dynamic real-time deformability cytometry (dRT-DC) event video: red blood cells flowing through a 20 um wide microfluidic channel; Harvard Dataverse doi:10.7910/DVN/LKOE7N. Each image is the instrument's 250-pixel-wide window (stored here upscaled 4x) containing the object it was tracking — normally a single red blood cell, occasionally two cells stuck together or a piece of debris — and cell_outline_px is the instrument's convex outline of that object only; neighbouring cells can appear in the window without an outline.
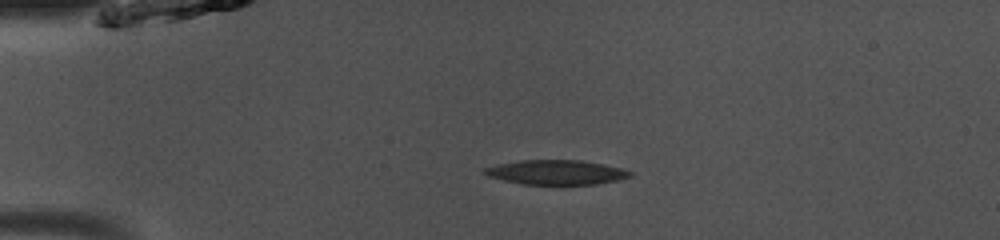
{"species": "common noctule bat (a hibernating species)", "species_latin": "Nyctalus noctula", "temperature_condition": "room temperature", "stored_images_in_passage": 39, "camera_frame_rate_fps": 3000, "um_per_image_px": 0.085, "animal": {"sex": "male", "body_mass_g": 13.0, "forearm_length_mm": 53.1}, "frame": {"image": 1, "passage_image": 1, "time_ms": 0.0, "image_size_px": [1000, 240], "cell_outline_px": [[632, 176], [616, 180], [596, 184], [520, 184], [488, 176], [484, 172], [484, 168], [496, 164], [520, 160], [580, 160], [604, 164], [624, 168], [632, 172]], "centroid_in_image_um": [47.29, 14.64], "position_along_channel_um": 37.7, "area_um2": 20.81}}
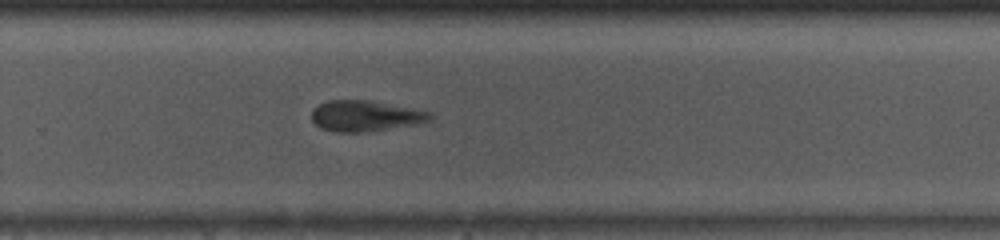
{"frame": {"image": 2, "passage_image": 23, "time_ms": 7.333, "image_size_px": [1000, 240], "cell_outline_px": [[436, 116], [432, 120], [412, 124], [368, 132], [336, 132], [320, 128], [312, 120], [312, 112], [320, 104], [328, 100], [372, 100], [432, 112]], "centroid_in_image_um": [31.09, 9.85], "position_along_channel_um": 298.7, "area_um2": 21.27}}
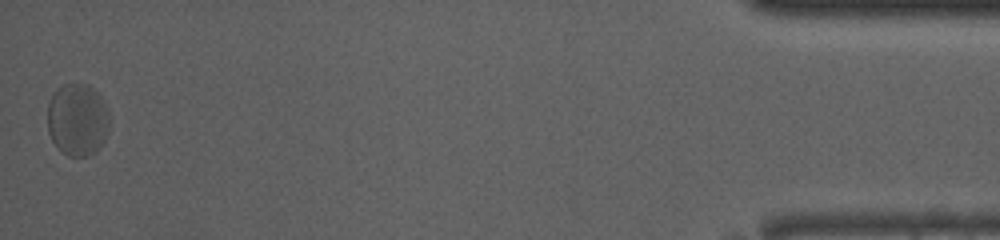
{"frame": {"image": 3, "passage_image": 39, "time_ms": 12.667, "image_size_px": [1000, 240], "cell_outline_px": [[108, 128], [104, 140], [96, 152], [88, 156], [68, 156], [60, 152], [52, 140], [48, 132], [48, 104], [56, 88], [64, 84], [88, 84], [104, 100], [108, 108]], "centroid_in_image_um": [6.58, 10.18], "position_along_channel_um": 428.6, "area_um2": 26.3}, "authors_computed_cell_mechanics": {"area_um2": 21.7328, "velocity_mm_per_s": 4.0158, "shape_relaxation_time_tau1_ms": 2.597, "shape_relaxation_time_tau2_ms": 1.3417, "deformation_change_tau1": 0.1239, "deformation_change_tau2": 0.0962}}